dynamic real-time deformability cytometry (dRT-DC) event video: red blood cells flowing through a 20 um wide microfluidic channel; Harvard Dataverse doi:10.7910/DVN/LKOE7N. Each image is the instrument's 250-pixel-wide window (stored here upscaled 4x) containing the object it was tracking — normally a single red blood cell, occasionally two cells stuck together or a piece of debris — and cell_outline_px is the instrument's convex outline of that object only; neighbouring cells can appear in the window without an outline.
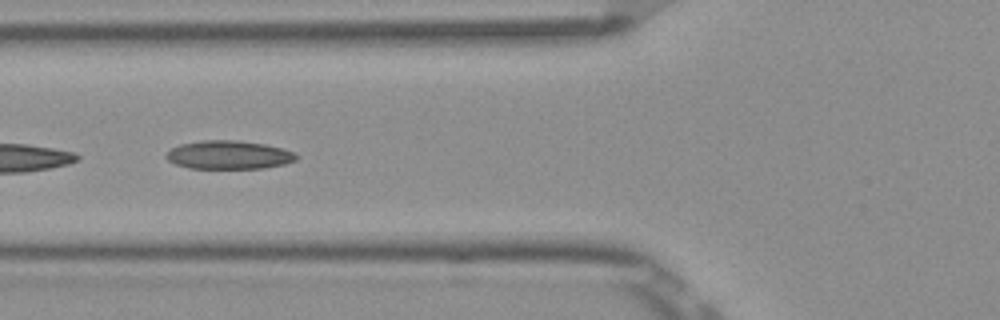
{"species": "Egyptian fruit bat (a non-hibernating species)", "species_latin": "Rousettus aegyptiacus", "temperature_condition": "room temperature", "stored_images_in_passage": 8, "camera_frame_rate_fps": 3000, "um_per_image_px": 0.085, "frame": {"image": 1, "passage_image": 5, "time_ms": 1.333, "image_size_px": [1000, 320], "cell_outline_px": [[300, 156], [296, 160], [284, 164], [264, 168], [188, 168], [176, 164], [168, 160], [164, 156], [172, 148], [180, 144], [204, 140], [236, 140], [264, 144], [284, 148]], "centroid_in_image_um": [19.46, 13.16], "position_along_channel_um": 106.3, "area_um2": 21.56}}
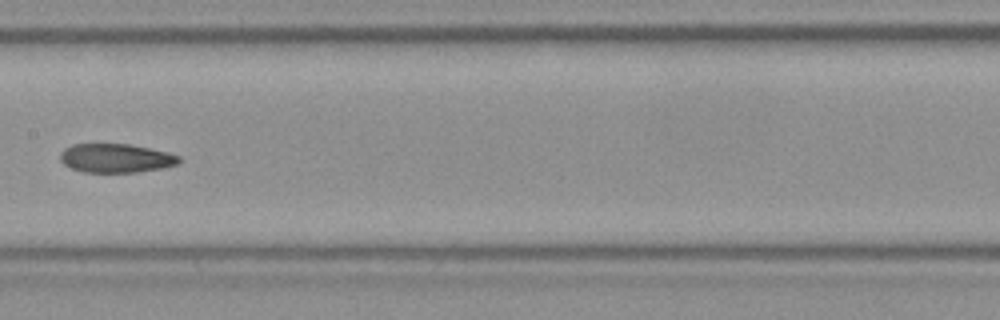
{"frame": {"image": 2, "passage_image": 7, "time_ms": 2.0, "image_size_px": [1000, 320], "cell_outline_px": [[180, 160], [176, 164], [164, 168], [136, 172], [84, 172], [72, 168], [64, 164], [60, 160], [60, 152], [64, 148], [72, 144], [128, 144], [168, 152], [180, 156]], "centroid_in_image_um": [9.84, 13.44], "position_along_channel_um": 197.6, "area_um2": 19.94}}
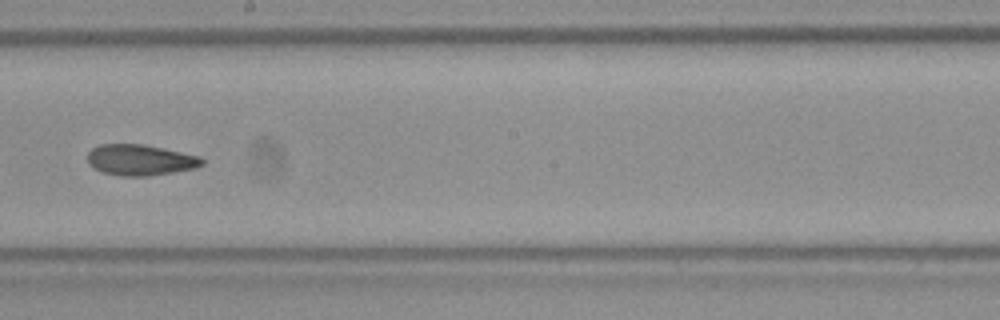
{"frame": {"image": 3, "passage_image": 8, "time_ms": 2.333, "image_size_px": [1000, 320], "cell_outline_px": [[204, 164], [196, 168], [148, 176], [120, 176], [104, 172], [88, 164], [88, 152], [92, 148], [100, 144], [144, 144], [200, 156], [204, 160]], "centroid_in_image_um": [11.93, 13.59], "position_along_channel_um": 236.3, "area_um2": 20.58}}